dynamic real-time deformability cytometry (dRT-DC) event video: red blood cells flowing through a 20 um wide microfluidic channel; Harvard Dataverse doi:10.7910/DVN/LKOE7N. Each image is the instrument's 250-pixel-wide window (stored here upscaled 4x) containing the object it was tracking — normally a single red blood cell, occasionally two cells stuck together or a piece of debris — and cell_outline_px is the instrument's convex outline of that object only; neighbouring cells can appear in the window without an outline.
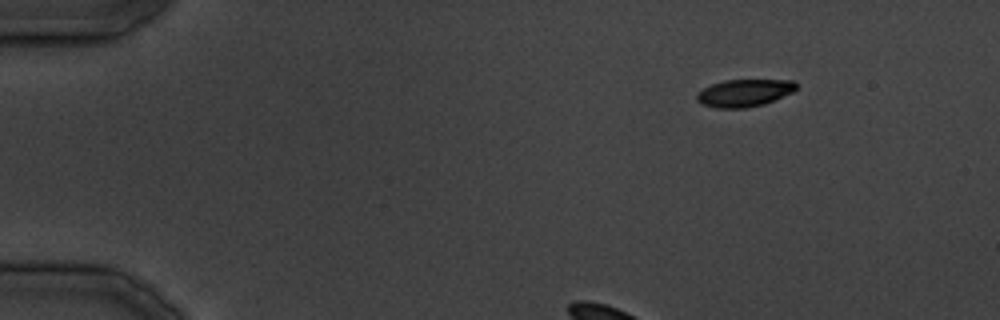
{"species": "common noctule bat (a hibernating species)", "species_latin": "Nyctalus noctula", "temperature_condition": "cold", "stored_images_in_passage": 33, "camera_frame_rate_fps": 3000, "um_per_image_px": 0.085, "animal": {"sex": "male", "body_mass_g": 19.5, "forearm_length_mm": 54.6}, "frame": {"image": 1, "passage_image": 1, "time_ms": 0.0, "image_size_px": [1000, 320], "cell_outline_px": [[796, 88], [792, 92], [764, 104], [748, 108], [716, 108], [700, 104], [696, 100], [696, 92], [712, 84], [724, 80], [792, 80], [796, 84]], "centroid_in_image_um": [63.21, 7.91], "position_along_channel_um": 21.8, "area_um2": 15.9}}
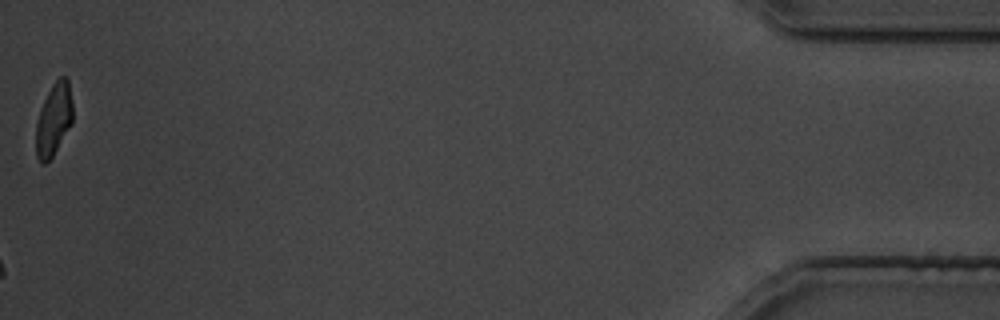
{"frame": {"image": 2, "passage_image": 33, "time_ms": 39.333, "image_size_px": [1000, 320], "cell_outline_px": [[72, 124], [52, 156], [44, 164], [40, 164], [36, 156], [36, 124], [40, 108], [52, 84], [60, 76], [64, 76], [68, 80], [72, 100]], "centroid_in_image_um": [4.56, 10.15], "position_along_channel_um": 430.6, "area_um2": 15.49}}